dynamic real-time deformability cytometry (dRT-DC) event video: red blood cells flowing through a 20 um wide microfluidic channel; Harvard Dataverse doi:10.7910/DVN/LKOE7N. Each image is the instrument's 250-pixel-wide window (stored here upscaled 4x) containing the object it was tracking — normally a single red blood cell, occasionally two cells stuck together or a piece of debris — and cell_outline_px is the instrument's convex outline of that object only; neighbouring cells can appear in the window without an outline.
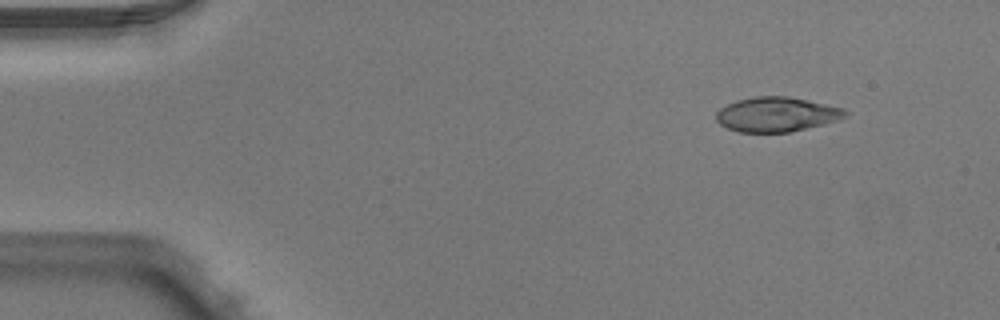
{"species": "Egyptian fruit bat (a non-hibernating species)", "species_latin": "Rousettus aegyptiacus", "temperature_condition": "warm", "stored_images_in_passage": 1, "camera_frame_rate_fps": 3000, "um_per_image_px": 0.085, "animal": {"sex": "male"}, "frame": {"image": 1, "passage_image": 1, "time_ms": 0.0, "image_size_px": [1000, 320], "cell_outline_px": [[848, 116], [836, 120], [788, 132], [740, 132], [728, 128], [720, 124], [716, 120], [716, 112], [720, 108], [736, 100], [756, 96], [788, 96], [844, 108], [848, 112]], "centroid_in_image_um": [65.98, 9.71], "position_along_channel_um": 19.0, "area_um2": 25.78}}